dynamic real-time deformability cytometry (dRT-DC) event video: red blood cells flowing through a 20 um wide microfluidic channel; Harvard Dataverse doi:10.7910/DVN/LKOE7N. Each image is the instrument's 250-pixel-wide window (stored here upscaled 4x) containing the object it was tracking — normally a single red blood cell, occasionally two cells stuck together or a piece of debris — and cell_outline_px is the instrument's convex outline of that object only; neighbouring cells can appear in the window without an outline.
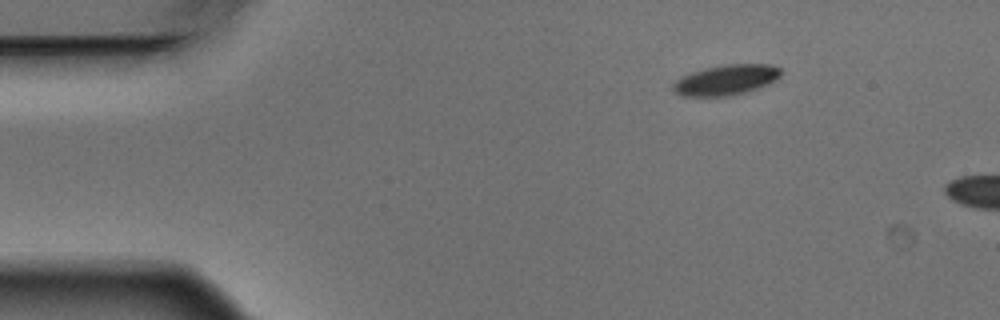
{"species": "Egyptian fruit bat (a non-hibernating species)", "species_latin": "Rousettus aegyptiacus", "temperature_condition": "warm", "stored_images_in_passage": 2, "camera_frame_rate_fps": 3000, "um_per_image_px": 0.085, "animal": {"sex": "male"}, "frame": {"image": 1, "passage_image": 1, "time_ms": 0.0, "image_size_px": [1000, 320], "cell_outline_px": [[780, 76], [768, 84], [744, 92], [728, 96], [680, 96], [672, 88], [672, 84], [680, 76], [704, 68], [728, 64], [768, 64], [780, 68]], "centroid_in_image_um": [61.66, 6.79], "position_along_channel_um": 23.3, "area_um2": 18.9}}